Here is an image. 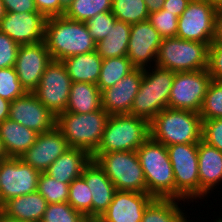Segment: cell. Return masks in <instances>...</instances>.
<instances>
[{"label": "cell", "instance_id": "cell-41", "mask_svg": "<svg viewBox=\"0 0 222 222\" xmlns=\"http://www.w3.org/2000/svg\"><path fill=\"white\" fill-rule=\"evenodd\" d=\"M202 140L222 152V118L203 121Z\"/></svg>", "mask_w": 222, "mask_h": 222}, {"label": "cell", "instance_id": "cell-29", "mask_svg": "<svg viewBox=\"0 0 222 222\" xmlns=\"http://www.w3.org/2000/svg\"><path fill=\"white\" fill-rule=\"evenodd\" d=\"M177 199L155 198L145 209L141 222H180L184 218Z\"/></svg>", "mask_w": 222, "mask_h": 222}, {"label": "cell", "instance_id": "cell-33", "mask_svg": "<svg viewBox=\"0 0 222 222\" xmlns=\"http://www.w3.org/2000/svg\"><path fill=\"white\" fill-rule=\"evenodd\" d=\"M67 202L92 222V194L82 177H78L70 183Z\"/></svg>", "mask_w": 222, "mask_h": 222}, {"label": "cell", "instance_id": "cell-5", "mask_svg": "<svg viewBox=\"0 0 222 222\" xmlns=\"http://www.w3.org/2000/svg\"><path fill=\"white\" fill-rule=\"evenodd\" d=\"M150 137V122L129 114L110 115L102 140L93 154L137 151Z\"/></svg>", "mask_w": 222, "mask_h": 222}, {"label": "cell", "instance_id": "cell-28", "mask_svg": "<svg viewBox=\"0 0 222 222\" xmlns=\"http://www.w3.org/2000/svg\"><path fill=\"white\" fill-rule=\"evenodd\" d=\"M131 25L117 20L107 37L96 43V52L102 59L127 56Z\"/></svg>", "mask_w": 222, "mask_h": 222}, {"label": "cell", "instance_id": "cell-22", "mask_svg": "<svg viewBox=\"0 0 222 222\" xmlns=\"http://www.w3.org/2000/svg\"><path fill=\"white\" fill-rule=\"evenodd\" d=\"M198 174L201 199L222 181V152L203 140L198 143Z\"/></svg>", "mask_w": 222, "mask_h": 222}, {"label": "cell", "instance_id": "cell-47", "mask_svg": "<svg viewBox=\"0 0 222 222\" xmlns=\"http://www.w3.org/2000/svg\"><path fill=\"white\" fill-rule=\"evenodd\" d=\"M10 101L0 97V123L9 117Z\"/></svg>", "mask_w": 222, "mask_h": 222}, {"label": "cell", "instance_id": "cell-32", "mask_svg": "<svg viewBox=\"0 0 222 222\" xmlns=\"http://www.w3.org/2000/svg\"><path fill=\"white\" fill-rule=\"evenodd\" d=\"M111 12L117 20L130 25L146 21L149 18L144 0H112Z\"/></svg>", "mask_w": 222, "mask_h": 222}, {"label": "cell", "instance_id": "cell-18", "mask_svg": "<svg viewBox=\"0 0 222 222\" xmlns=\"http://www.w3.org/2000/svg\"><path fill=\"white\" fill-rule=\"evenodd\" d=\"M68 148L67 140L55 126L38 134L35 143L19 158L39 172H45Z\"/></svg>", "mask_w": 222, "mask_h": 222}, {"label": "cell", "instance_id": "cell-14", "mask_svg": "<svg viewBox=\"0 0 222 222\" xmlns=\"http://www.w3.org/2000/svg\"><path fill=\"white\" fill-rule=\"evenodd\" d=\"M52 60L44 41L19 46L14 68L21 86L27 93L36 89Z\"/></svg>", "mask_w": 222, "mask_h": 222}, {"label": "cell", "instance_id": "cell-4", "mask_svg": "<svg viewBox=\"0 0 222 222\" xmlns=\"http://www.w3.org/2000/svg\"><path fill=\"white\" fill-rule=\"evenodd\" d=\"M109 116L103 108L86 114L64 112L56 117V127L69 147L84 149L92 155L100 145Z\"/></svg>", "mask_w": 222, "mask_h": 222}, {"label": "cell", "instance_id": "cell-48", "mask_svg": "<svg viewBox=\"0 0 222 222\" xmlns=\"http://www.w3.org/2000/svg\"><path fill=\"white\" fill-rule=\"evenodd\" d=\"M149 13L163 9L165 0H144Z\"/></svg>", "mask_w": 222, "mask_h": 222}, {"label": "cell", "instance_id": "cell-25", "mask_svg": "<svg viewBox=\"0 0 222 222\" xmlns=\"http://www.w3.org/2000/svg\"><path fill=\"white\" fill-rule=\"evenodd\" d=\"M38 134L9 118L0 123V138L8 157L19 158L35 143Z\"/></svg>", "mask_w": 222, "mask_h": 222}, {"label": "cell", "instance_id": "cell-44", "mask_svg": "<svg viewBox=\"0 0 222 222\" xmlns=\"http://www.w3.org/2000/svg\"><path fill=\"white\" fill-rule=\"evenodd\" d=\"M6 12H38L34 0H2Z\"/></svg>", "mask_w": 222, "mask_h": 222}, {"label": "cell", "instance_id": "cell-2", "mask_svg": "<svg viewBox=\"0 0 222 222\" xmlns=\"http://www.w3.org/2000/svg\"><path fill=\"white\" fill-rule=\"evenodd\" d=\"M203 122L199 113L167 107L150 121V137L166 147L193 144L202 140Z\"/></svg>", "mask_w": 222, "mask_h": 222}, {"label": "cell", "instance_id": "cell-3", "mask_svg": "<svg viewBox=\"0 0 222 222\" xmlns=\"http://www.w3.org/2000/svg\"><path fill=\"white\" fill-rule=\"evenodd\" d=\"M136 153L144 171L147 193L153 198L175 199V178L167 147L149 137Z\"/></svg>", "mask_w": 222, "mask_h": 222}, {"label": "cell", "instance_id": "cell-15", "mask_svg": "<svg viewBox=\"0 0 222 222\" xmlns=\"http://www.w3.org/2000/svg\"><path fill=\"white\" fill-rule=\"evenodd\" d=\"M47 18L39 12H6L0 22V31L19 45L44 41Z\"/></svg>", "mask_w": 222, "mask_h": 222}, {"label": "cell", "instance_id": "cell-23", "mask_svg": "<svg viewBox=\"0 0 222 222\" xmlns=\"http://www.w3.org/2000/svg\"><path fill=\"white\" fill-rule=\"evenodd\" d=\"M91 155L84 149L69 147L45 171L50 177L70 184L81 177L84 167L91 161Z\"/></svg>", "mask_w": 222, "mask_h": 222}, {"label": "cell", "instance_id": "cell-12", "mask_svg": "<svg viewBox=\"0 0 222 222\" xmlns=\"http://www.w3.org/2000/svg\"><path fill=\"white\" fill-rule=\"evenodd\" d=\"M216 8L205 0H191L178 18L176 37L210 45L214 40Z\"/></svg>", "mask_w": 222, "mask_h": 222}, {"label": "cell", "instance_id": "cell-26", "mask_svg": "<svg viewBox=\"0 0 222 222\" xmlns=\"http://www.w3.org/2000/svg\"><path fill=\"white\" fill-rule=\"evenodd\" d=\"M72 82L97 84L103 59L95 51L62 60Z\"/></svg>", "mask_w": 222, "mask_h": 222}, {"label": "cell", "instance_id": "cell-6", "mask_svg": "<svg viewBox=\"0 0 222 222\" xmlns=\"http://www.w3.org/2000/svg\"><path fill=\"white\" fill-rule=\"evenodd\" d=\"M152 72L143 69V78L135 96L129 115L139 116L149 122L168 107L175 72L158 66ZM149 71V72H148Z\"/></svg>", "mask_w": 222, "mask_h": 222}, {"label": "cell", "instance_id": "cell-20", "mask_svg": "<svg viewBox=\"0 0 222 222\" xmlns=\"http://www.w3.org/2000/svg\"><path fill=\"white\" fill-rule=\"evenodd\" d=\"M154 199L148 193L117 190L109 207L96 222H141L146 207Z\"/></svg>", "mask_w": 222, "mask_h": 222}, {"label": "cell", "instance_id": "cell-40", "mask_svg": "<svg viewBox=\"0 0 222 222\" xmlns=\"http://www.w3.org/2000/svg\"><path fill=\"white\" fill-rule=\"evenodd\" d=\"M19 44L0 31V69L14 67Z\"/></svg>", "mask_w": 222, "mask_h": 222}, {"label": "cell", "instance_id": "cell-1", "mask_svg": "<svg viewBox=\"0 0 222 222\" xmlns=\"http://www.w3.org/2000/svg\"><path fill=\"white\" fill-rule=\"evenodd\" d=\"M44 42L52 59L56 61L96 50V43L86 23L64 16L47 18Z\"/></svg>", "mask_w": 222, "mask_h": 222}, {"label": "cell", "instance_id": "cell-52", "mask_svg": "<svg viewBox=\"0 0 222 222\" xmlns=\"http://www.w3.org/2000/svg\"><path fill=\"white\" fill-rule=\"evenodd\" d=\"M206 2L210 3L215 8L222 6V0H205Z\"/></svg>", "mask_w": 222, "mask_h": 222}, {"label": "cell", "instance_id": "cell-7", "mask_svg": "<svg viewBox=\"0 0 222 222\" xmlns=\"http://www.w3.org/2000/svg\"><path fill=\"white\" fill-rule=\"evenodd\" d=\"M91 158L104 170L117 190L147 193L144 171L136 151L92 154Z\"/></svg>", "mask_w": 222, "mask_h": 222}, {"label": "cell", "instance_id": "cell-17", "mask_svg": "<svg viewBox=\"0 0 222 222\" xmlns=\"http://www.w3.org/2000/svg\"><path fill=\"white\" fill-rule=\"evenodd\" d=\"M162 38L152 24L146 20L131 25L127 57L135 68L145 69L156 63ZM150 62V63H149Z\"/></svg>", "mask_w": 222, "mask_h": 222}, {"label": "cell", "instance_id": "cell-53", "mask_svg": "<svg viewBox=\"0 0 222 222\" xmlns=\"http://www.w3.org/2000/svg\"><path fill=\"white\" fill-rule=\"evenodd\" d=\"M5 14H6V10H5L3 1L0 0V22H1V19L5 16Z\"/></svg>", "mask_w": 222, "mask_h": 222}, {"label": "cell", "instance_id": "cell-8", "mask_svg": "<svg viewBox=\"0 0 222 222\" xmlns=\"http://www.w3.org/2000/svg\"><path fill=\"white\" fill-rule=\"evenodd\" d=\"M208 50L206 43L177 37L164 38L154 65L175 73L204 70L208 67Z\"/></svg>", "mask_w": 222, "mask_h": 222}, {"label": "cell", "instance_id": "cell-39", "mask_svg": "<svg viewBox=\"0 0 222 222\" xmlns=\"http://www.w3.org/2000/svg\"><path fill=\"white\" fill-rule=\"evenodd\" d=\"M116 21V17L109 12H102L87 20L85 23L95 43L100 42L109 34Z\"/></svg>", "mask_w": 222, "mask_h": 222}, {"label": "cell", "instance_id": "cell-45", "mask_svg": "<svg viewBox=\"0 0 222 222\" xmlns=\"http://www.w3.org/2000/svg\"><path fill=\"white\" fill-rule=\"evenodd\" d=\"M191 0H165L163 9L180 17Z\"/></svg>", "mask_w": 222, "mask_h": 222}, {"label": "cell", "instance_id": "cell-38", "mask_svg": "<svg viewBox=\"0 0 222 222\" xmlns=\"http://www.w3.org/2000/svg\"><path fill=\"white\" fill-rule=\"evenodd\" d=\"M178 18L177 15L161 9L149 13L148 21L158 31L160 37L164 39L176 37Z\"/></svg>", "mask_w": 222, "mask_h": 222}, {"label": "cell", "instance_id": "cell-54", "mask_svg": "<svg viewBox=\"0 0 222 222\" xmlns=\"http://www.w3.org/2000/svg\"><path fill=\"white\" fill-rule=\"evenodd\" d=\"M180 222H188L187 217L185 216Z\"/></svg>", "mask_w": 222, "mask_h": 222}, {"label": "cell", "instance_id": "cell-34", "mask_svg": "<svg viewBox=\"0 0 222 222\" xmlns=\"http://www.w3.org/2000/svg\"><path fill=\"white\" fill-rule=\"evenodd\" d=\"M69 185L41 172L37 191L45 198L48 204L67 202L69 198Z\"/></svg>", "mask_w": 222, "mask_h": 222}, {"label": "cell", "instance_id": "cell-43", "mask_svg": "<svg viewBox=\"0 0 222 222\" xmlns=\"http://www.w3.org/2000/svg\"><path fill=\"white\" fill-rule=\"evenodd\" d=\"M39 13L46 18L61 16L60 0H34Z\"/></svg>", "mask_w": 222, "mask_h": 222}, {"label": "cell", "instance_id": "cell-46", "mask_svg": "<svg viewBox=\"0 0 222 222\" xmlns=\"http://www.w3.org/2000/svg\"><path fill=\"white\" fill-rule=\"evenodd\" d=\"M213 42L222 44V6L216 8Z\"/></svg>", "mask_w": 222, "mask_h": 222}, {"label": "cell", "instance_id": "cell-42", "mask_svg": "<svg viewBox=\"0 0 222 222\" xmlns=\"http://www.w3.org/2000/svg\"><path fill=\"white\" fill-rule=\"evenodd\" d=\"M207 70L212 80L222 81V44L212 42L209 45Z\"/></svg>", "mask_w": 222, "mask_h": 222}, {"label": "cell", "instance_id": "cell-9", "mask_svg": "<svg viewBox=\"0 0 222 222\" xmlns=\"http://www.w3.org/2000/svg\"><path fill=\"white\" fill-rule=\"evenodd\" d=\"M167 151L174 172L175 199H200L198 143L170 145Z\"/></svg>", "mask_w": 222, "mask_h": 222}, {"label": "cell", "instance_id": "cell-13", "mask_svg": "<svg viewBox=\"0 0 222 222\" xmlns=\"http://www.w3.org/2000/svg\"><path fill=\"white\" fill-rule=\"evenodd\" d=\"M40 174L20 158L0 161V208L9 199L37 191Z\"/></svg>", "mask_w": 222, "mask_h": 222}, {"label": "cell", "instance_id": "cell-24", "mask_svg": "<svg viewBox=\"0 0 222 222\" xmlns=\"http://www.w3.org/2000/svg\"><path fill=\"white\" fill-rule=\"evenodd\" d=\"M47 201L38 192L21 195L6 201L0 208L8 217L23 222H41Z\"/></svg>", "mask_w": 222, "mask_h": 222}, {"label": "cell", "instance_id": "cell-37", "mask_svg": "<svg viewBox=\"0 0 222 222\" xmlns=\"http://www.w3.org/2000/svg\"><path fill=\"white\" fill-rule=\"evenodd\" d=\"M26 93L14 67L0 69V97L12 102Z\"/></svg>", "mask_w": 222, "mask_h": 222}, {"label": "cell", "instance_id": "cell-11", "mask_svg": "<svg viewBox=\"0 0 222 222\" xmlns=\"http://www.w3.org/2000/svg\"><path fill=\"white\" fill-rule=\"evenodd\" d=\"M71 85L72 80L63 62L52 60L32 93L57 117L67 108Z\"/></svg>", "mask_w": 222, "mask_h": 222}, {"label": "cell", "instance_id": "cell-31", "mask_svg": "<svg viewBox=\"0 0 222 222\" xmlns=\"http://www.w3.org/2000/svg\"><path fill=\"white\" fill-rule=\"evenodd\" d=\"M112 10V0H73L64 17L73 21L86 22L98 13Z\"/></svg>", "mask_w": 222, "mask_h": 222}, {"label": "cell", "instance_id": "cell-49", "mask_svg": "<svg viewBox=\"0 0 222 222\" xmlns=\"http://www.w3.org/2000/svg\"><path fill=\"white\" fill-rule=\"evenodd\" d=\"M0 222H23V221H20L18 219H14V218L8 217L5 213H3L0 210Z\"/></svg>", "mask_w": 222, "mask_h": 222}, {"label": "cell", "instance_id": "cell-51", "mask_svg": "<svg viewBox=\"0 0 222 222\" xmlns=\"http://www.w3.org/2000/svg\"><path fill=\"white\" fill-rule=\"evenodd\" d=\"M9 158L7 156V153L4 149V145H3V142H2V139L0 138V161H3L5 159Z\"/></svg>", "mask_w": 222, "mask_h": 222}, {"label": "cell", "instance_id": "cell-16", "mask_svg": "<svg viewBox=\"0 0 222 222\" xmlns=\"http://www.w3.org/2000/svg\"><path fill=\"white\" fill-rule=\"evenodd\" d=\"M8 118L39 134L50 131L56 126V116L32 92L10 103Z\"/></svg>", "mask_w": 222, "mask_h": 222}, {"label": "cell", "instance_id": "cell-10", "mask_svg": "<svg viewBox=\"0 0 222 222\" xmlns=\"http://www.w3.org/2000/svg\"><path fill=\"white\" fill-rule=\"evenodd\" d=\"M212 77L207 69L176 72L169 95L168 107L199 113Z\"/></svg>", "mask_w": 222, "mask_h": 222}, {"label": "cell", "instance_id": "cell-50", "mask_svg": "<svg viewBox=\"0 0 222 222\" xmlns=\"http://www.w3.org/2000/svg\"><path fill=\"white\" fill-rule=\"evenodd\" d=\"M72 2L73 0H60L61 16L64 15V12L68 9Z\"/></svg>", "mask_w": 222, "mask_h": 222}, {"label": "cell", "instance_id": "cell-30", "mask_svg": "<svg viewBox=\"0 0 222 222\" xmlns=\"http://www.w3.org/2000/svg\"><path fill=\"white\" fill-rule=\"evenodd\" d=\"M135 67L127 56L103 59L97 86L100 91L116 85V83L131 73Z\"/></svg>", "mask_w": 222, "mask_h": 222}, {"label": "cell", "instance_id": "cell-35", "mask_svg": "<svg viewBox=\"0 0 222 222\" xmlns=\"http://www.w3.org/2000/svg\"><path fill=\"white\" fill-rule=\"evenodd\" d=\"M199 115L202 122L222 118V81L210 82Z\"/></svg>", "mask_w": 222, "mask_h": 222}, {"label": "cell", "instance_id": "cell-27", "mask_svg": "<svg viewBox=\"0 0 222 222\" xmlns=\"http://www.w3.org/2000/svg\"><path fill=\"white\" fill-rule=\"evenodd\" d=\"M102 108L97 84L72 82L65 112L86 114Z\"/></svg>", "mask_w": 222, "mask_h": 222}, {"label": "cell", "instance_id": "cell-36", "mask_svg": "<svg viewBox=\"0 0 222 222\" xmlns=\"http://www.w3.org/2000/svg\"><path fill=\"white\" fill-rule=\"evenodd\" d=\"M41 222H90L68 202L48 204Z\"/></svg>", "mask_w": 222, "mask_h": 222}, {"label": "cell", "instance_id": "cell-19", "mask_svg": "<svg viewBox=\"0 0 222 222\" xmlns=\"http://www.w3.org/2000/svg\"><path fill=\"white\" fill-rule=\"evenodd\" d=\"M143 78V69L135 68L116 85L101 91L102 108L109 115L130 114Z\"/></svg>", "mask_w": 222, "mask_h": 222}, {"label": "cell", "instance_id": "cell-21", "mask_svg": "<svg viewBox=\"0 0 222 222\" xmlns=\"http://www.w3.org/2000/svg\"><path fill=\"white\" fill-rule=\"evenodd\" d=\"M81 177L92 194V222H96L107 210L117 189L95 160L84 167Z\"/></svg>", "mask_w": 222, "mask_h": 222}]
</instances>
